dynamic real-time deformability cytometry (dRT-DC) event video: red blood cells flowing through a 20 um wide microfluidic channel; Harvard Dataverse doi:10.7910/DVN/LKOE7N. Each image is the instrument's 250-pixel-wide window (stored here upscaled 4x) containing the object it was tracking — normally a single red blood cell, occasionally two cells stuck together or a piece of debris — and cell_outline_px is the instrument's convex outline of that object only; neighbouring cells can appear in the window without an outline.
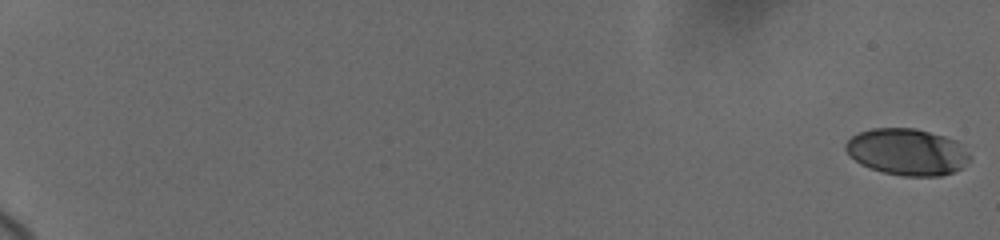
{"species": "human", "species_latin": "Homo sapiens", "temperature_condition": "cold", "stored_images_in_passage": 82, "camera_frame_rate_fps": 3000, "um_per_image_px": 0.085, "donor": {"sex": "female"}, "frame": {"image": 1, "passage_image": 1, "time_ms": 0.0, "image_size_px": [1000, 240], "cell_outline_px": [[972, 156], [960, 168], [952, 172], [940, 176], [904, 176], [884, 172], [860, 164], [848, 156], [844, 148], [844, 144], [852, 136], [860, 132], [872, 128], [916, 128], [944, 136], [956, 140]], "centroid_in_image_um": [77.08, 12.9], "position_along_channel_um": 7.9, "area_um2": 33.7}}
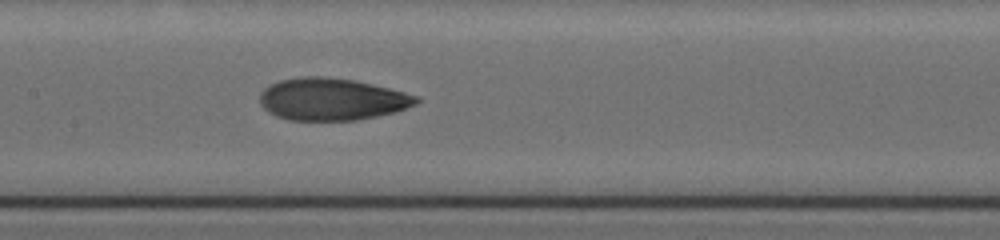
{"frame": {"image": 2, "passage_image": 47, "time_ms": 11.0, "image_size_px": [1000, 240], "cell_outline_px": [[420, 100], [416, 104], [396, 112], [356, 120], [288, 120], [276, 116], [268, 112], [260, 104], [260, 92], [264, 88], [280, 80], [300, 76], [324, 76], [352, 80], [372, 84], [420, 96]], "centroid_in_image_um": [28.2, 8.43], "position_along_channel_um": 179.2, "area_um2": 38.49}}
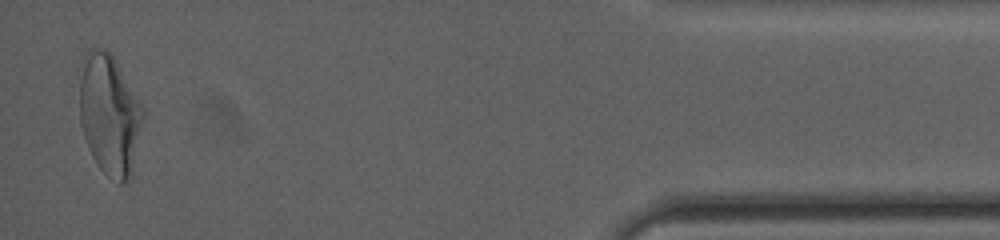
{"frame": {"image": 3, "passage_image": 80, "time_ms": 19.333, "image_size_px": [1000, 240], "cell_outline_px": [[144, 120], [132, 172], [128, 180], [124, 184], [120, 184], [108, 176], [96, 164], [88, 148], [80, 124], [80, 80], [84, 56], [88, 48], [96, 48], [108, 52], [116, 60], [144, 108]], "centroid_in_image_um": [9.33, 9.77], "position_along_channel_um": 425.9, "area_um2": 44.74}, "authors_computed_cell_mechanics": {"area_um2": 36.992, "velocity_mm_per_s": 3.6895, "shape_relaxation_time_tau1_ms": 6.022, "shape_relaxation_time_tau2_ms": 1.9866, "deformation_change_tau1": 0.1967, "deformation_change_tau2": 0.0858}}